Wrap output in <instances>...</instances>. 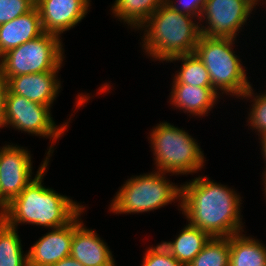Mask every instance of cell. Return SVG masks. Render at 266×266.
I'll return each instance as SVG.
<instances>
[{
	"label": "cell",
	"instance_id": "cell-1",
	"mask_svg": "<svg viewBox=\"0 0 266 266\" xmlns=\"http://www.w3.org/2000/svg\"><path fill=\"white\" fill-rule=\"evenodd\" d=\"M181 186V211L188 223L211 237H230L243 232L242 200L236 191L205 176Z\"/></svg>",
	"mask_w": 266,
	"mask_h": 266
},
{
	"label": "cell",
	"instance_id": "cell-2",
	"mask_svg": "<svg viewBox=\"0 0 266 266\" xmlns=\"http://www.w3.org/2000/svg\"><path fill=\"white\" fill-rule=\"evenodd\" d=\"M52 146L51 144L46 159L44 158L37 174L33 177L34 180L0 214L8 225L17 228L19 224L24 223L52 230L66 226L85 209L82 204L43 186L42 179L49 165V157L52 156L50 154L54 151Z\"/></svg>",
	"mask_w": 266,
	"mask_h": 266
},
{
	"label": "cell",
	"instance_id": "cell-3",
	"mask_svg": "<svg viewBox=\"0 0 266 266\" xmlns=\"http://www.w3.org/2000/svg\"><path fill=\"white\" fill-rule=\"evenodd\" d=\"M164 2L139 28L144 30L143 48L159 61L192 54L201 36L200 22Z\"/></svg>",
	"mask_w": 266,
	"mask_h": 266
},
{
	"label": "cell",
	"instance_id": "cell-4",
	"mask_svg": "<svg viewBox=\"0 0 266 266\" xmlns=\"http://www.w3.org/2000/svg\"><path fill=\"white\" fill-rule=\"evenodd\" d=\"M156 170L172 175L196 173L204 166V153L196 140L183 129L167 122L150 133Z\"/></svg>",
	"mask_w": 266,
	"mask_h": 266
},
{
	"label": "cell",
	"instance_id": "cell-5",
	"mask_svg": "<svg viewBox=\"0 0 266 266\" xmlns=\"http://www.w3.org/2000/svg\"><path fill=\"white\" fill-rule=\"evenodd\" d=\"M236 39L200 36L194 53L209 72L212 88L231 96L242 97L252 86L241 59L234 54ZM234 42V43H233ZM220 90V91H219ZM219 91V92H218Z\"/></svg>",
	"mask_w": 266,
	"mask_h": 266
},
{
	"label": "cell",
	"instance_id": "cell-6",
	"mask_svg": "<svg viewBox=\"0 0 266 266\" xmlns=\"http://www.w3.org/2000/svg\"><path fill=\"white\" fill-rule=\"evenodd\" d=\"M160 171L129 178L117 191L110 203V212L144 213L150 212L178 199L181 210L182 186L166 179Z\"/></svg>",
	"mask_w": 266,
	"mask_h": 266
},
{
	"label": "cell",
	"instance_id": "cell-7",
	"mask_svg": "<svg viewBox=\"0 0 266 266\" xmlns=\"http://www.w3.org/2000/svg\"><path fill=\"white\" fill-rule=\"evenodd\" d=\"M59 36L44 32L2 55L1 74L10 77L56 70L64 60Z\"/></svg>",
	"mask_w": 266,
	"mask_h": 266
},
{
	"label": "cell",
	"instance_id": "cell-8",
	"mask_svg": "<svg viewBox=\"0 0 266 266\" xmlns=\"http://www.w3.org/2000/svg\"><path fill=\"white\" fill-rule=\"evenodd\" d=\"M51 107L30 101L25 97L12 94L6 95L3 127L12 126L17 130L52 139L54 142L69 126L65 122L62 126L55 124L51 117Z\"/></svg>",
	"mask_w": 266,
	"mask_h": 266
},
{
	"label": "cell",
	"instance_id": "cell-9",
	"mask_svg": "<svg viewBox=\"0 0 266 266\" xmlns=\"http://www.w3.org/2000/svg\"><path fill=\"white\" fill-rule=\"evenodd\" d=\"M261 0H207L199 21L202 36L236 39L241 27Z\"/></svg>",
	"mask_w": 266,
	"mask_h": 266
},
{
	"label": "cell",
	"instance_id": "cell-10",
	"mask_svg": "<svg viewBox=\"0 0 266 266\" xmlns=\"http://www.w3.org/2000/svg\"><path fill=\"white\" fill-rule=\"evenodd\" d=\"M23 148L13 144L0 148V214L34 180L32 157Z\"/></svg>",
	"mask_w": 266,
	"mask_h": 266
},
{
	"label": "cell",
	"instance_id": "cell-11",
	"mask_svg": "<svg viewBox=\"0 0 266 266\" xmlns=\"http://www.w3.org/2000/svg\"><path fill=\"white\" fill-rule=\"evenodd\" d=\"M83 210L66 226L54 228L44 234L29 249L28 266H52L71 253V242L74 231L83 223L81 214Z\"/></svg>",
	"mask_w": 266,
	"mask_h": 266
},
{
	"label": "cell",
	"instance_id": "cell-12",
	"mask_svg": "<svg viewBox=\"0 0 266 266\" xmlns=\"http://www.w3.org/2000/svg\"><path fill=\"white\" fill-rule=\"evenodd\" d=\"M44 32L57 36L75 27L88 13L90 0H36Z\"/></svg>",
	"mask_w": 266,
	"mask_h": 266
},
{
	"label": "cell",
	"instance_id": "cell-13",
	"mask_svg": "<svg viewBox=\"0 0 266 266\" xmlns=\"http://www.w3.org/2000/svg\"><path fill=\"white\" fill-rule=\"evenodd\" d=\"M61 66L62 64L54 71L10 77L7 80L8 90L12 94L51 107L61 88V82L57 79Z\"/></svg>",
	"mask_w": 266,
	"mask_h": 266
},
{
	"label": "cell",
	"instance_id": "cell-14",
	"mask_svg": "<svg viewBox=\"0 0 266 266\" xmlns=\"http://www.w3.org/2000/svg\"><path fill=\"white\" fill-rule=\"evenodd\" d=\"M70 256L84 266H115L112 252L95 231L82 223L75 231L71 242Z\"/></svg>",
	"mask_w": 266,
	"mask_h": 266
},
{
	"label": "cell",
	"instance_id": "cell-15",
	"mask_svg": "<svg viewBox=\"0 0 266 266\" xmlns=\"http://www.w3.org/2000/svg\"><path fill=\"white\" fill-rule=\"evenodd\" d=\"M44 33L38 8L0 24V54L33 40Z\"/></svg>",
	"mask_w": 266,
	"mask_h": 266
},
{
	"label": "cell",
	"instance_id": "cell-16",
	"mask_svg": "<svg viewBox=\"0 0 266 266\" xmlns=\"http://www.w3.org/2000/svg\"><path fill=\"white\" fill-rule=\"evenodd\" d=\"M170 104L193 116H205L219 99V93L213 88H204L188 84H172ZM218 98V99H217Z\"/></svg>",
	"mask_w": 266,
	"mask_h": 266
},
{
	"label": "cell",
	"instance_id": "cell-17",
	"mask_svg": "<svg viewBox=\"0 0 266 266\" xmlns=\"http://www.w3.org/2000/svg\"><path fill=\"white\" fill-rule=\"evenodd\" d=\"M173 241L161 244L184 266H187L203 249L211 236L192 224L186 225Z\"/></svg>",
	"mask_w": 266,
	"mask_h": 266
},
{
	"label": "cell",
	"instance_id": "cell-18",
	"mask_svg": "<svg viewBox=\"0 0 266 266\" xmlns=\"http://www.w3.org/2000/svg\"><path fill=\"white\" fill-rule=\"evenodd\" d=\"M229 266H266V246L242 232L230 236Z\"/></svg>",
	"mask_w": 266,
	"mask_h": 266
},
{
	"label": "cell",
	"instance_id": "cell-19",
	"mask_svg": "<svg viewBox=\"0 0 266 266\" xmlns=\"http://www.w3.org/2000/svg\"><path fill=\"white\" fill-rule=\"evenodd\" d=\"M166 0H115L111 7L113 15L131 29L139 27L165 2Z\"/></svg>",
	"mask_w": 266,
	"mask_h": 266
},
{
	"label": "cell",
	"instance_id": "cell-20",
	"mask_svg": "<svg viewBox=\"0 0 266 266\" xmlns=\"http://www.w3.org/2000/svg\"><path fill=\"white\" fill-rule=\"evenodd\" d=\"M21 241L17 228L0 217V266H28V256L23 253Z\"/></svg>",
	"mask_w": 266,
	"mask_h": 266
},
{
	"label": "cell",
	"instance_id": "cell-21",
	"mask_svg": "<svg viewBox=\"0 0 266 266\" xmlns=\"http://www.w3.org/2000/svg\"><path fill=\"white\" fill-rule=\"evenodd\" d=\"M181 61L182 66L175 74L173 84H188L204 88H212L210 75L203 62L195 53L185 54L170 59L168 62Z\"/></svg>",
	"mask_w": 266,
	"mask_h": 266
},
{
	"label": "cell",
	"instance_id": "cell-22",
	"mask_svg": "<svg viewBox=\"0 0 266 266\" xmlns=\"http://www.w3.org/2000/svg\"><path fill=\"white\" fill-rule=\"evenodd\" d=\"M230 237H211L187 266H229Z\"/></svg>",
	"mask_w": 266,
	"mask_h": 266
},
{
	"label": "cell",
	"instance_id": "cell-23",
	"mask_svg": "<svg viewBox=\"0 0 266 266\" xmlns=\"http://www.w3.org/2000/svg\"><path fill=\"white\" fill-rule=\"evenodd\" d=\"M252 86L243 94L242 98L253 97L247 122L252 129H256L258 135H266V92L255 96Z\"/></svg>",
	"mask_w": 266,
	"mask_h": 266
},
{
	"label": "cell",
	"instance_id": "cell-24",
	"mask_svg": "<svg viewBox=\"0 0 266 266\" xmlns=\"http://www.w3.org/2000/svg\"><path fill=\"white\" fill-rule=\"evenodd\" d=\"M36 6V0H0V24L24 15Z\"/></svg>",
	"mask_w": 266,
	"mask_h": 266
},
{
	"label": "cell",
	"instance_id": "cell-25",
	"mask_svg": "<svg viewBox=\"0 0 266 266\" xmlns=\"http://www.w3.org/2000/svg\"><path fill=\"white\" fill-rule=\"evenodd\" d=\"M142 262L141 266H184L161 243L149 247Z\"/></svg>",
	"mask_w": 266,
	"mask_h": 266
},
{
	"label": "cell",
	"instance_id": "cell-26",
	"mask_svg": "<svg viewBox=\"0 0 266 266\" xmlns=\"http://www.w3.org/2000/svg\"><path fill=\"white\" fill-rule=\"evenodd\" d=\"M179 3L176 4V1L166 0L165 2L180 13H184L193 17H197L198 21L201 17L205 2L207 0H178ZM181 6H179V5Z\"/></svg>",
	"mask_w": 266,
	"mask_h": 266
},
{
	"label": "cell",
	"instance_id": "cell-27",
	"mask_svg": "<svg viewBox=\"0 0 266 266\" xmlns=\"http://www.w3.org/2000/svg\"><path fill=\"white\" fill-rule=\"evenodd\" d=\"M7 92L8 83L7 80L2 76L0 71V128H2L4 124V111Z\"/></svg>",
	"mask_w": 266,
	"mask_h": 266
},
{
	"label": "cell",
	"instance_id": "cell-28",
	"mask_svg": "<svg viewBox=\"0 0 266 266\" xmlns=\"http://www.w3.org/2000/svg\"><path fill=\"white\" fill-rule=\"evenodd\" d=\"M52 266H84V265L78 262L73 257L69 256L63 258L62 260L58 261L56 264H53Z\"/></svg>",
	"mask_w": 266,
	"mask_h": 266
},
{
	"label": "cell",
	"instance_id": "cell-29",
	"mask_svg": "<svg viewBox=\"0 0 266 266\" xmlns=\"http://www.w3.org/2000/svg\"><path fill=\"white\" fill-rule=\"evenodd\" d=\"M262 138H260L261 141V146H262V155L264 156V160L266 161V135L261 136ZM266 163V162H265ZM266 170V168H265Z\"/></svg>",
	"mask_w": 266,
	"mask_h": 266
},
{
	"label": "cell",
	"instance_id": "cell-30",
	"mask_svg": "<svg viewBox=\"0 0 266 266\" xmlns=\"http://www.w3.org/2000/svg\"><path fill=\"white\" fill-rule=\"evenodd\" d=\"M263 175H264V176H263V177H264V179H263L264 182H263V183L265 184V185H264V187H265V188H264V192H265L264 194L266 195V170L264 171V174H263ZM265 197H266V196H265Z\"/></svg>",
	"mask_w": 266,
	"mask_h": 266
},
{
	"label": "cell",
	"instance_id": "cell-31",
	"mask_svg": "<svg viewBox=\"0 0 266 266\" xmlns=\"http://www.w3.org/2000/svg\"><path fill=\"white\" fill-rule=\"evenodd\" d=\"M1 64H2V55L0 54V69H1Z\"/></svg>",
	"mask_w": 266,
	"mask_h": 266
}]
</instances>
